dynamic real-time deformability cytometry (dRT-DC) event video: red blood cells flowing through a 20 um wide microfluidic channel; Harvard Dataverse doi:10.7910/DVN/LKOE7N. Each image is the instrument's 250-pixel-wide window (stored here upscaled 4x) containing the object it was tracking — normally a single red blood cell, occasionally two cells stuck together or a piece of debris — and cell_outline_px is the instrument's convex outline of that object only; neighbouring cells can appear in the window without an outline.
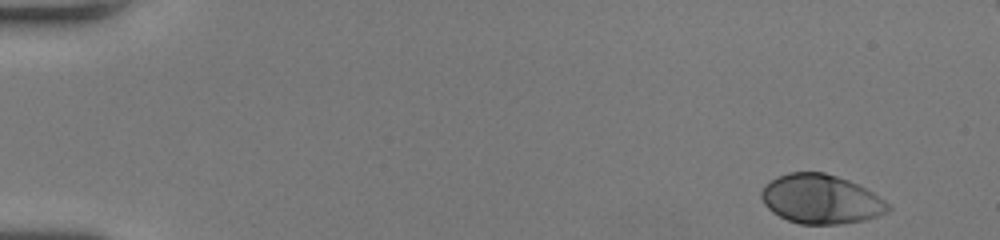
{"species": "human", "species_latin": "Homo sapiens", "temperature_condition": "room temperature", "stored_images_in_passage": 51, "segment_of_instrument_passage": [1, 2], "camera_frame_rate_fps": 3000, "um_per_image_px": 0.085, "donor": {"sex": "female"}, "frame": {"image": 1, "passage_image": 1, "time_ms": 0.0, "image_size_px": [1000, 240], "cell_outline_px": [[892, 208], [888, 212], [864, 220], [836, 224], [800, 224], [788, 220], [772, 212], [764, 204], [760, 196], [760, 192], [764, 184], [776, 176], [788, 172], [824, 172], [848, 180], [872, 192], [884, 200]], "centroid_in_image_um": [69.73, 16.92], "position_along_channel_um": 15.3, "area_um2": 36.3}}
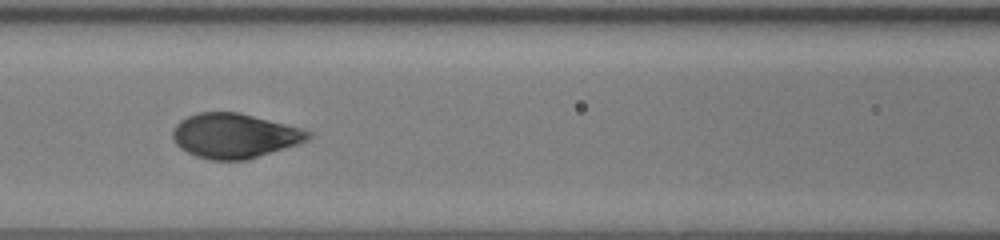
{"frame": {"image": 2, "passage_image": 22, "time_ms": 7.0, "image_size_px": [1000, 240], "cell_outline_px": [[312, 136], [308, 140], [248, 160], [212, 160], [196, 156], [180, 148], [176, 144], [172, 136], [172, 132], [176, 124], [180, 120], [188, 116], [200, 112], [240, 112], [300, 128], [312, 132]], "centroid_in_image_um": [19.92, 11.54], "position_along_channel_um": 146.7, "area_um2": 35.14}}
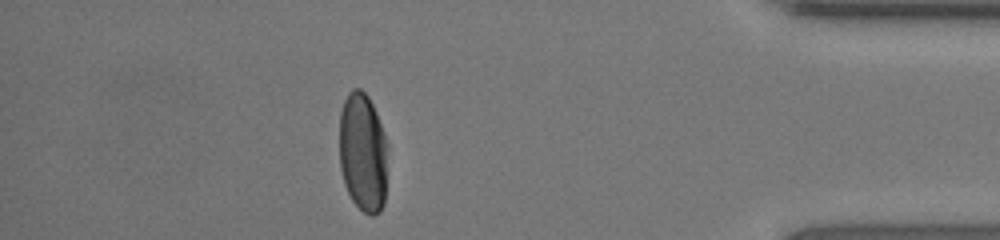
{"frame": {"image": 3, "passage_image": 44, "time_ms": 14.333, "image_size_px": [1000, 240], "cell_outline_px": [[384, 204], [380, 212], [372, 216], [364, 212], [352, 200], [344, 184], [340, 168], [340, 112], [344, 100], [348, 92], [352, 88], [360, 88], [368, 96], [376, 112], [384, 136]], "centroid_in_image_um": [30.79, 12.93], "position_along_channel_um": 404.4, "area_um2": 32.77}}